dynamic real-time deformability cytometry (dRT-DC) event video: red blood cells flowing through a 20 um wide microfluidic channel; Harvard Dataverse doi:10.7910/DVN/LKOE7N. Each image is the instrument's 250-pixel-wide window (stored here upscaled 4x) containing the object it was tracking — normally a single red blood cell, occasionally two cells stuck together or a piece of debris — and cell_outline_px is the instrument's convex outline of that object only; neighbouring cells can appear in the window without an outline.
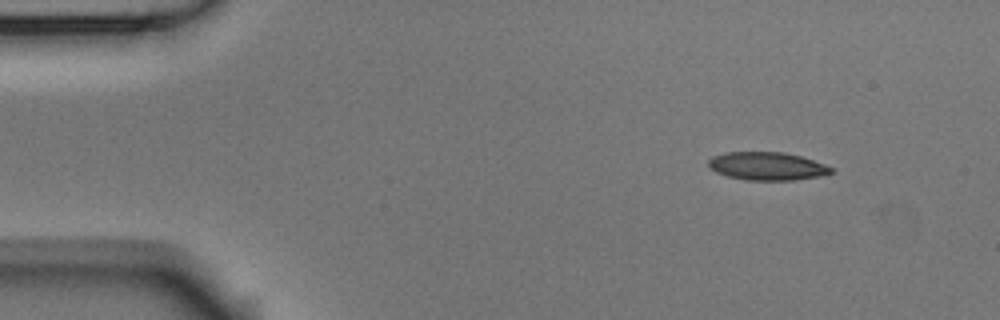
{"species": "Egyptian fruit bat (a non-hibernating species)", "species_latin": "Rousettus aegyptiacus", "temperature_condition": "room temperature", "stored_images_in_passage": 3, "camera_frame_rate_fps": 3000, "um_per_image_px": 0.085, "animal": {"sex": "male"}, "frame": {"image": 1, "passage_image": 1, "time_ms": 0.0, "image_size_px": [1000, 320], "cell_outline_px": [[836, 172], [820, 176], [792, 180], [748, 180], [728, 176], [716, 172], [708, 168], [708, 160], [712, 156], [724, 152], [784, 152], [800, 156], [824, 164], [832, 168]], "centroid_in_image_um": [65.18, 14.12], "position_along_channel_um": 19.8, "area_um2": 20.11}}
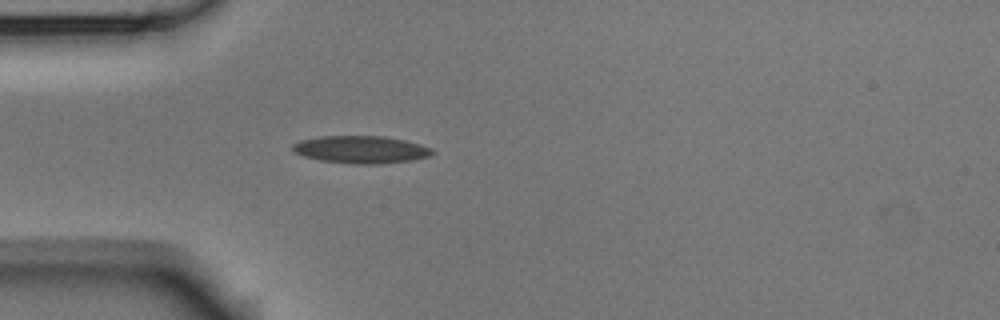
{"frame": {"image": 2, "passage_image": 3, "time_ms": 0.667, "image_size_px": [1000, 320], "cell_outline_px": [[436, 152], [432, 156], [412, 160], [380, 164], [352, 164], [320, 160], [304, 156], [296, 152], [292, 148], [292, 144], [300, 140], [320, 136], [384, 136], [404, 140], [420, 144], [432, 148]], "centroid_in_image_um": [30.72, 12.71], "position_along_channel_um": 54.3, "area_um2": 22.48}}